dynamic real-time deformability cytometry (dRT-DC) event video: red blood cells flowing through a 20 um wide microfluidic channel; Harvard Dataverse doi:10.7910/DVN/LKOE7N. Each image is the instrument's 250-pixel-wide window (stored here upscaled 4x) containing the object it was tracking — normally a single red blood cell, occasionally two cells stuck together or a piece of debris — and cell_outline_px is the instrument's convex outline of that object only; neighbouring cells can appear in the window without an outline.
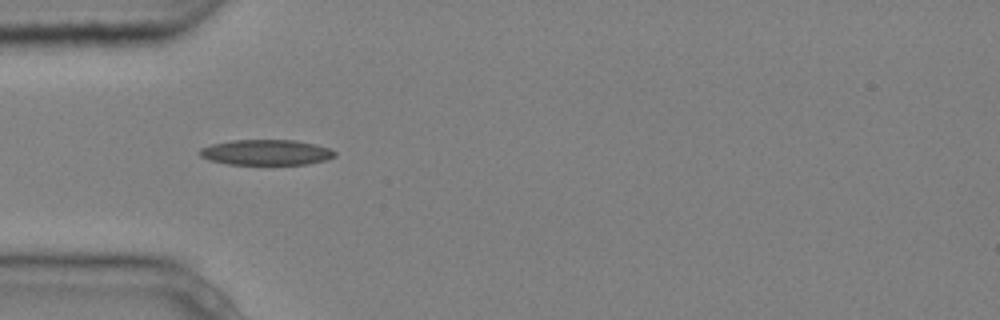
{"species": "common noctule bat (a hibernating species)", "species_latin": "Nyctalus noctula", "temperature_condition": "cold", "stored_images_in_passage": 4, "camera_frame_rate_fps": 3000, "um_per_image_px": 0.085, "animal": {"sex": "male", "body_mass_g": 20.4}, "frame": {"image": 1, "passage_image": 1, "time_ms": 0.0, "image_size_px": [1000, 320], "cell_outline_px": [[336, 156], [324, 160], [308, 164], [228, 164], [208, 160], [200, 156], [196, 152], [200, 148], [212, 144], [232, 140], [296, 140], [316, 144], [332, 148], [336, 152]], "centroid_in_image_um": [22.62, 12.94], "position_along_channel_um": 62.4, "area_um2": 20.23}}
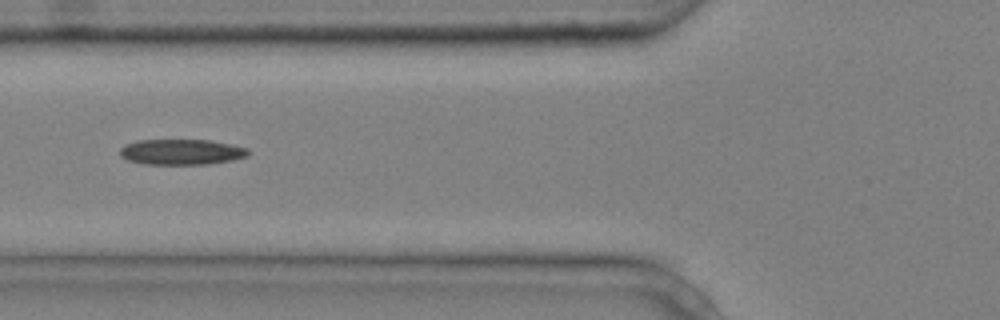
{"frame": {"image": 2, "passage_image": 2, "time_ms": 0.333, "image_size_px": [1000, 320], "cell_outline_px": [[248, 156], [232, 160], [208, 164], [144, 164], [128, 160], [120, 156], [120, 148], [124, 144], [140, 140], [208, 140], [248, 148]], "centroid_in_image_um": [15.39, 12.92], "position_along_channel_um": 110.4, "area_um2": 19.02}}